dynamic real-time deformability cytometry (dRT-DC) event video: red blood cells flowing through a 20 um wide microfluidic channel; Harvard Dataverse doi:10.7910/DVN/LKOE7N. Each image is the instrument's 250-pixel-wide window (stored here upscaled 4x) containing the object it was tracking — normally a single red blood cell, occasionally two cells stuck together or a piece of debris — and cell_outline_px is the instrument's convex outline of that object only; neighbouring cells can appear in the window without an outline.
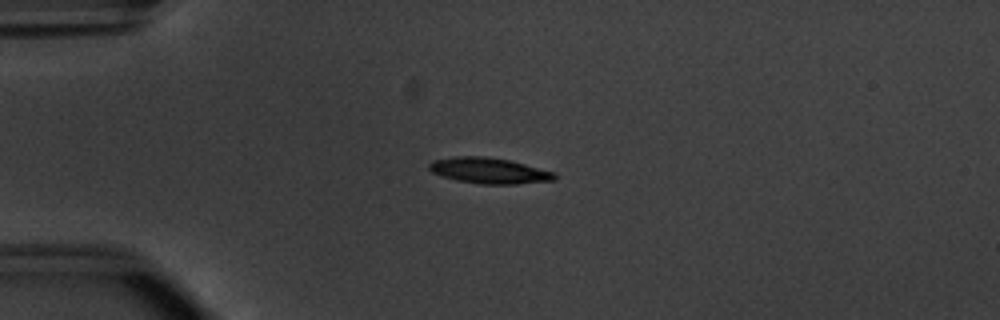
{"species": "common noctule bat (a hibernating species)", "species_latin": "Nyctalus noctula", "temperature_condition": "warm", "stored_images_in_passage": 53, "camera_frame_rate_fps": 3000, "um_per_image_px": 0.085, "animal": {"sex": "male", "body_mass_g": 20.1, "forearm_length_mm": 53.5}, "frame": {"image": 1, "passage_image": 13, "time_ms": 4.0, "image_size_px": [1000, 320], "cell_outline_px": [[556, 180], [516, 184], [480, 184], [456, 180], [432, 172], [428, 168], [428, 164], [432, 160], [456, 156], [484, 156], [508, 160], [556, 172]], "centroid_in_image_um": [41.57, 14.5], "position_along_channel_um": 43.4, "area_um2": 18.84}}
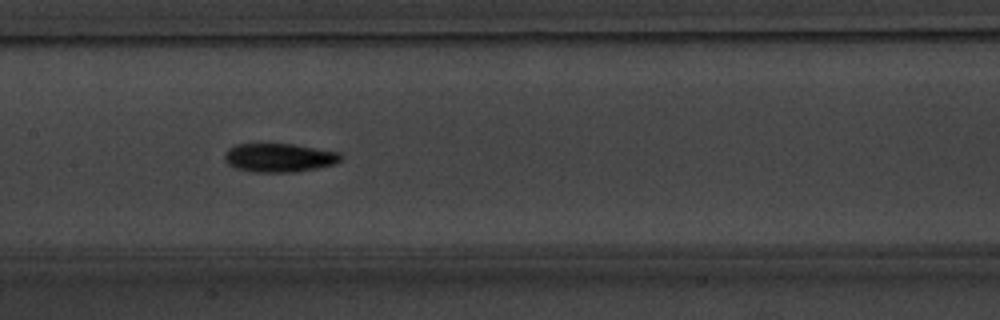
{"frame": {"image": 2, "passage_image": 26, "time_ms": 8.333, "image_size_px": [1000, 320], "cell_outline_px": [[344, 156], [336, 164], [296, 172], [256, 172], [236, 168], [228, 164], [224, 160], [224, 152], [228, 148], [236, 144], [292, 144], [340, 152]], "centroid_in_image_um": [23.74, 13.4], "position_along_channel_um": 183.7, "area_um2": 19.54}}
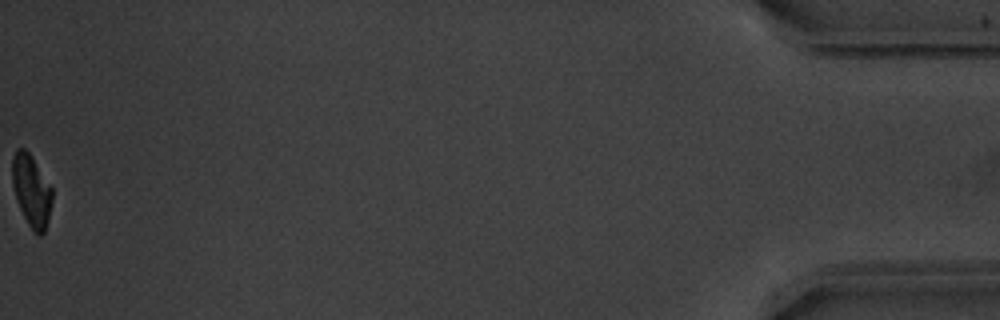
{"frame": {"image": 3, "passage_image": 53, "time_ms": 17.333, "image_size_px": [1000, 320], "cell_outline_px": [[52, 200], [48, 220], [44, 232], [40, 236], [36, 236], [28, 224], [16, 200], [12, 184], [12, 156], [16, 148], [24, 148], [28, 152], [52, 188]], "centroid_in_image_um": [2.66, 16.22], "position_along_channel_um": 432.5, "area_um2": 16.65}, "authors_computed_cell_mechanics": {"area_um2": 18.3804, "velocity_mm_per_s": 3.8126, "shape_relaxation_time_tau1_ms": 2.9797, "shape_relaxation_time_tau2_ms": 10.9421, "deformation_change_tau1": 0.1582, "deformation_change_tau2": 0.177}}